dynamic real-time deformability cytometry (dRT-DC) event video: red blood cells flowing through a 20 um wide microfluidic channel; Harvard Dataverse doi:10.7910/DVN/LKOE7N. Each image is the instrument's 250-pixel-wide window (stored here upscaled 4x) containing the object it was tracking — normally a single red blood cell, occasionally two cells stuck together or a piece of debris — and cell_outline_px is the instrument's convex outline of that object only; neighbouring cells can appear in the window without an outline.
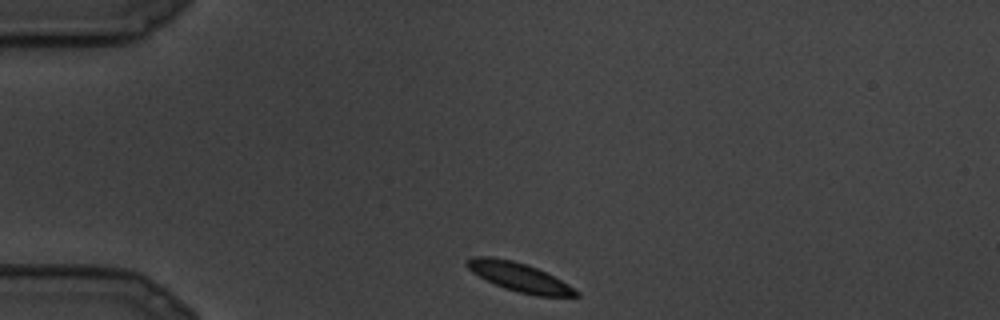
{"species": "common noctule bat (a hibernating species)", "species_latin": "Nyctalus noctula", "temperature_condition": "cold", "stored_images_in_passage": 6, "camera_frame_rate_fps": 3000, "um_per_image_px": 0.085, "animal": {"sex": "male", "body_mass_g": 19.5, "forearm_length_mm": 54.6}, "frame": {"image": 1, "passage_image": 1, "time_ms": 0.0, "image_size_px": [1000, 320], "cell_outline_px": [[580, 296], [536, 296], [504, 288], [472, 272], [464, 264], [464, 260], [472, 256], [492, 256], [512, 260], [536, 268], [568, 284], [580, 292]], "centroid_in_image_um": [44.1, 23.54], "position_along_channel_um": 40.9, "area_um2": 18.09}}
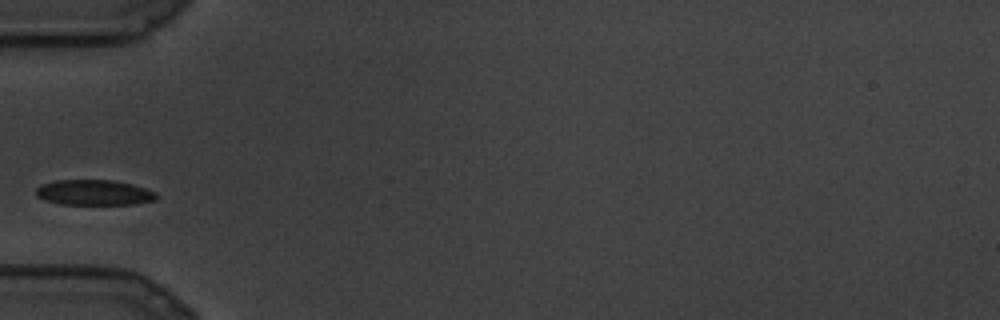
{"frame": {"image": 2, "passage_image": 4, "time_ms": 1.0, "image_size_px": [1000, 320], "cell_outline_px": [[156, 200], [136, 204], [60, 204], [44, 200], [36, 196], [36, 188], [40, 184], [52, 180], [112, 180], [132, 184], [156, 192]], "centroid_in_image_um": [7.95, 16.36], "position_along_channel_um": 77.0, "area_um2": 17.92}}
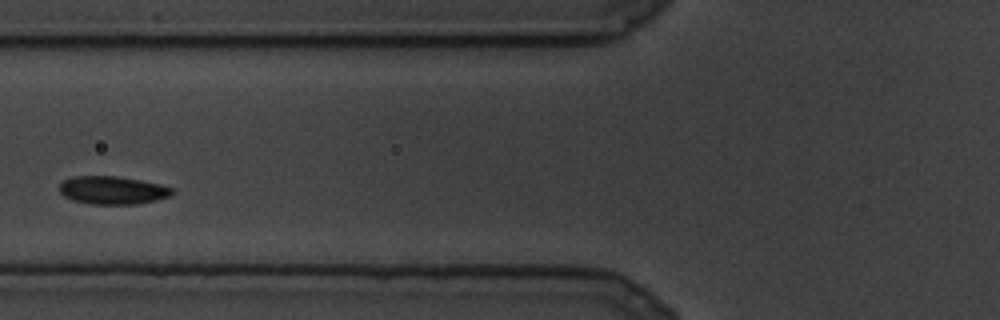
{"frame": {"image": 3, "passage_image": 5, "time_ms": 1.333, "image_size_px": [1000, 320], "cell_outline_px": [[172, 192], [168, 196], [156, 200], [136, 204], [92, 204], [72, 200], [64, 196], [60, 192], [60, 184], [64, 180], [72, 176], [116, 176], [140, 180], [160, 184], [172, 188]], "centroid_in_image_um": [9.53, 16.16], "position_along_channel_um": 116.3, "area_um2": 18.26}}